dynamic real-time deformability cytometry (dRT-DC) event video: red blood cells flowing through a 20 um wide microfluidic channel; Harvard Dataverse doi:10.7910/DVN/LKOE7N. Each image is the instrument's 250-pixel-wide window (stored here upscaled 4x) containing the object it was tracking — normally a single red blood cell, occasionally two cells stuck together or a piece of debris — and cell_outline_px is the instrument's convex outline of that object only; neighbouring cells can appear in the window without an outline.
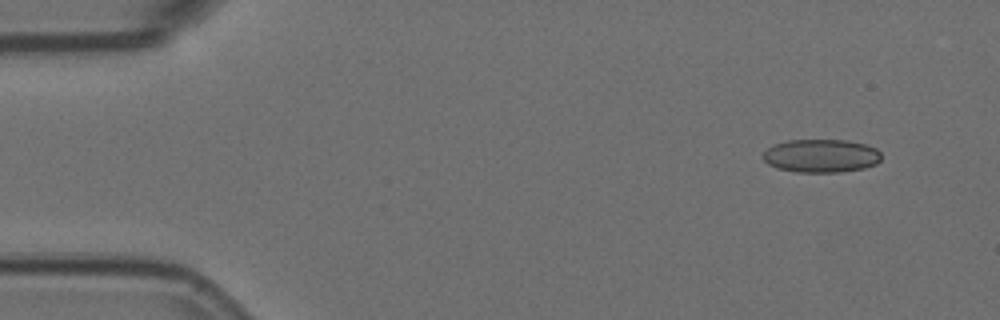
{"species": "Egyptian fruit bat (a non-hibernating species)", "species_latin": "Rousettus aegyptiacus", "temperature_condition": "room temperature", "stored_images_in_passage": 3, "camera_frame_rate_fps": 3000, "um_per_image_px": 0.085, "animal": {"sex": "female"}, "frame": {"image": 1, "passage_image": 1, "time_ms": 0.0, "image_size_px": [1000, 320], "cell_outline_px": [[880, 160], [876, 164], [864, 168], [840, 172], [796, 172], [776, 168], [768, 164], [764, 160], [764, 152], [768, 148], [776, 144], [788, 140], [848, 140], [864, 144], [876, 148], [880, 152]], "centroid_in_image_um": [69.81, 13.25], "position_along_channel_um": 15.2, "area_um2": 22.89}}
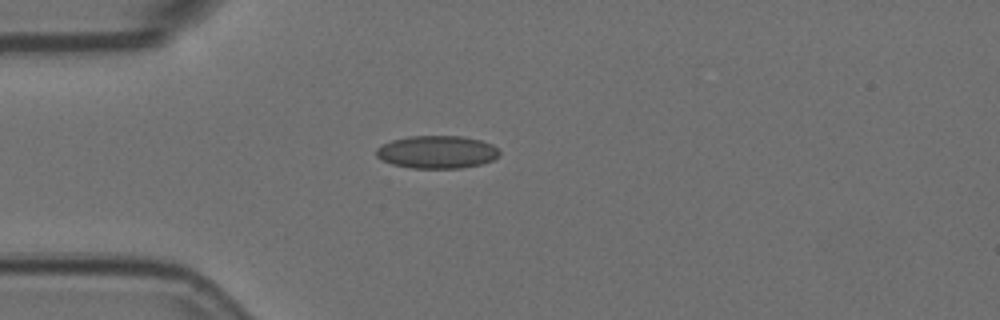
{"frame": {"image": 2, "passage_image": 3, "time_ms": 0.667, "image_size_px": [1000, 320], "cell_outline_px": [[500, 156], [492, 160], [480, 164], [460, 168], [412, 168], [392, 164], [376, 156], [376, 148], [392, 140], [408, 136], [464, 136], [480, 140], [492, 144], [500, 152]], "centroid_in_image_um": [37.16, 12.92], "position_along_channel_um": 47.8, "area_um2": 23.47}}